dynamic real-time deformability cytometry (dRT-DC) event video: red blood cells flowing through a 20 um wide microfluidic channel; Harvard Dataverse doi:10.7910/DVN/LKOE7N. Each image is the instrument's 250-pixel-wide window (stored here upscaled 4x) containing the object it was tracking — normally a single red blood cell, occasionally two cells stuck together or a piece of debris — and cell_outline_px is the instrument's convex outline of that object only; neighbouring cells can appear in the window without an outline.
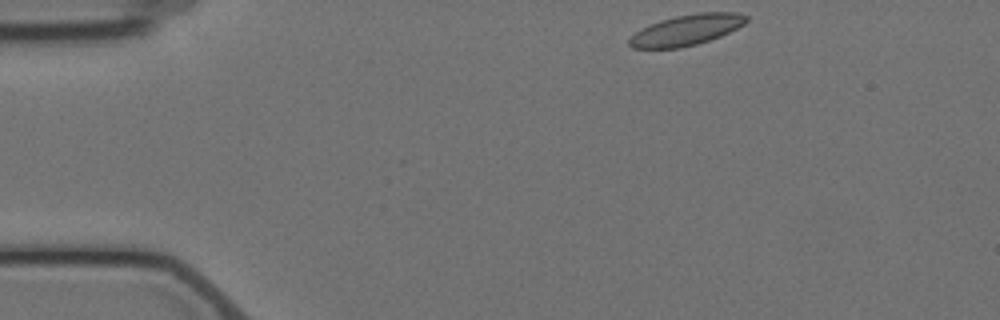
{"species": "Egyptian fruit bat (a non-hibernating species)", "species_latin": "Rousettus aegyptiacus", "temperature_condition": "cold", "stored_images_in_passage": 3, "camera_frame_rate_fps": 3000, "um_per_image_px": 0.085, "animal": {"sex": "female"}, "frame": {"image": 1, "passage_image": 1, "time_ms": 0.0, "image_size_px": [1000, 320], "cell_outline_px": [[748, 20], [744, 24], [720, 36], [696, 44], [680, 48], [632, 48], [628, 44], [628, 40], [640, 28], [660, 20], [676, 16], [700, 12], [736, 12], [748, 16]], "centroid_in_image_um": [58.34, 2.54], "position_along_channel_um": 26.7, "area_um2": 20.81}}